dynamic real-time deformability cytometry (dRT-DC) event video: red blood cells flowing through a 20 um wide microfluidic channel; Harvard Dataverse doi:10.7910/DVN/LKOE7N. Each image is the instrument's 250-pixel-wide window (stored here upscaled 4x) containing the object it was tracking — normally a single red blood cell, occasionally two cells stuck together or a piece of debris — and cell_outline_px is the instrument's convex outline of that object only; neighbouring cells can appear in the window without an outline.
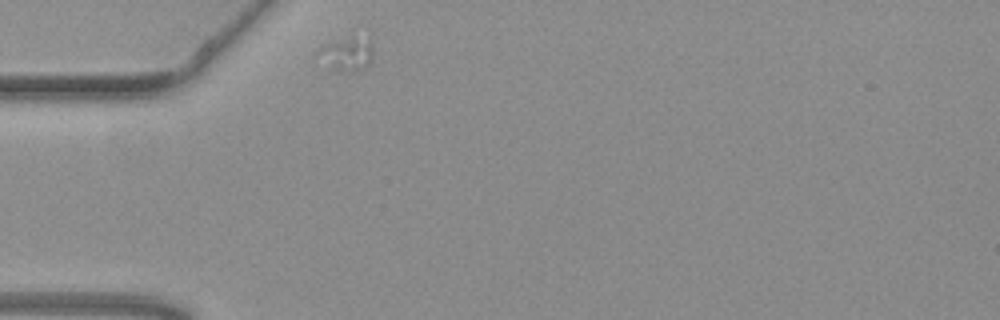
{"species": "common noctule bat (a hibernating species)", "species_latin": "Nyctalus noctula", "temperature_condition": "warm", "stored_images_in_passage": 9, "camera_frame_rate_fps": 3000, "um_per_image_px": 0.085, "animal": {"sex": "female", "body_mass_g": 19.3, "forearm_length_mm": 54.1}, "frame": {"image": 1, "passage_image": 1, "time_ms": 0.0, "image_size_px": [1000, 320], "cell_outline_px": [[372, 56], [368, 64], [364, 68], [332, 68], [316, 52], [324, 44], [352, 36], [368, 36], [372, 48]], "centroid_in_image_um": [29.53, 4.47], "position_along_channel_um": 55.5, "area_um2": 10.06}}